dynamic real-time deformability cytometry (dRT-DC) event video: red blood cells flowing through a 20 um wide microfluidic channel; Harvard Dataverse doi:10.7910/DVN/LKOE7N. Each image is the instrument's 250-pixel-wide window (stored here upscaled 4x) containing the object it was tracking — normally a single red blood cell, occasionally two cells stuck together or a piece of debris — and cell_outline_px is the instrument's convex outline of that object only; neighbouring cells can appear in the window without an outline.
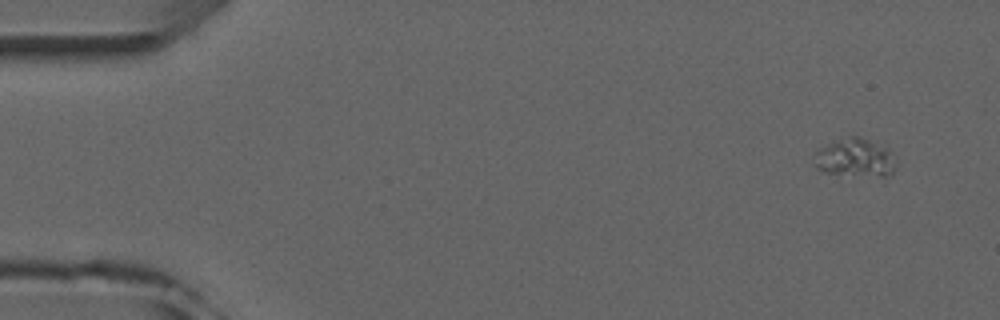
{"species": "common noctule bat (a hibernating species)", "species_latin": "Nyctalus noctula", "temperature_condition": "room temperature", "stored_images_in_passage": 5, "camera_frame_rate_fps": 3000, "um_per_image_px": 0.085, "animal": {"sex": "male", "forearm_length_mm": 52.5}, "frame": {"image": 1, "passage_image": 1, "time_ms": 0.0, "image_size_px": [1000, 320], "cell_outline_px": [[896, 168], [892, 176], [880, 176], [824, 172], [816, 168], [816, 152], [820, 148], [848, 136], [860, 136], [888, 148], [896, 164]], "centroid_in_image_um": [72.75, 13.41], "position_along_channel_um": 12.3, "area_um2": 17.86}}
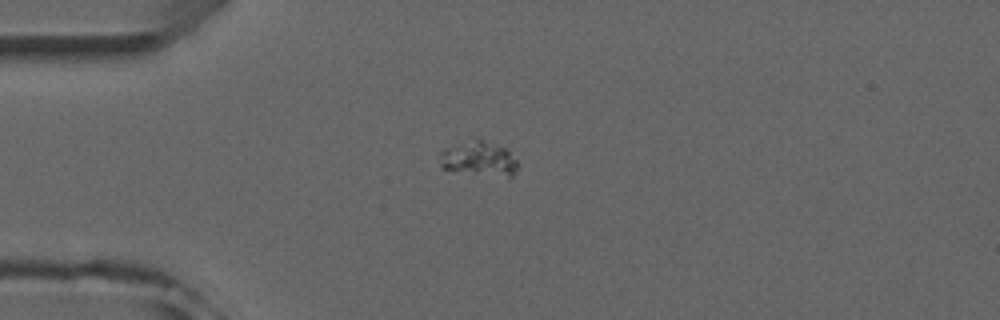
{"frame": {"image": 2, "passage_image": 4, "time_ms": 3.333, "image_size_px": [1000, 320], "cell_outline_px": [[516, 168], [512, 176], [508, 180], [440, 168], [440, 152], [444, 148], [472, 136], [476, 136], [508, 148], [516, 160]], "centroid_in_image_um": [40.71, 13.47], "position_along_channel_um": 44.3, "area_um2": 16.88}}
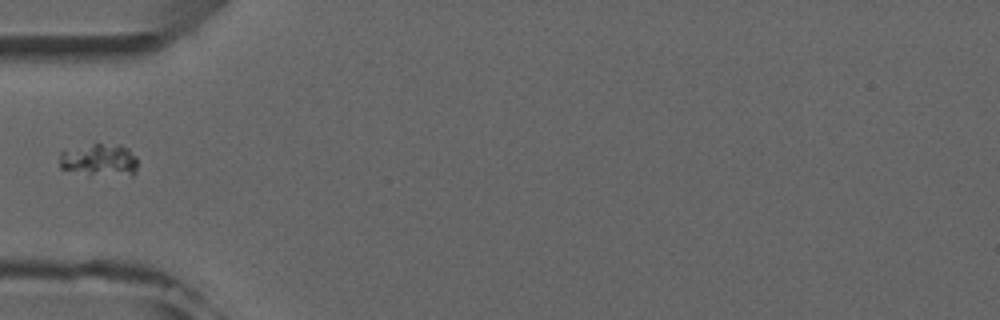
{"frame": {"image": 3, "passage_image": 5, "time_ms": 4.667, "image_size_px": [1000, 320], "cell_outline_px": [[136, 172], [132, 176], [88, 176], [60, 168], [60, 152], [92, 144], [120, 144], [128, 148], [136, 156]], "centroid_in_image_um": [8.48, 13.64], "position_along_channel_um": 76.5, "area_um2": 15.2}}